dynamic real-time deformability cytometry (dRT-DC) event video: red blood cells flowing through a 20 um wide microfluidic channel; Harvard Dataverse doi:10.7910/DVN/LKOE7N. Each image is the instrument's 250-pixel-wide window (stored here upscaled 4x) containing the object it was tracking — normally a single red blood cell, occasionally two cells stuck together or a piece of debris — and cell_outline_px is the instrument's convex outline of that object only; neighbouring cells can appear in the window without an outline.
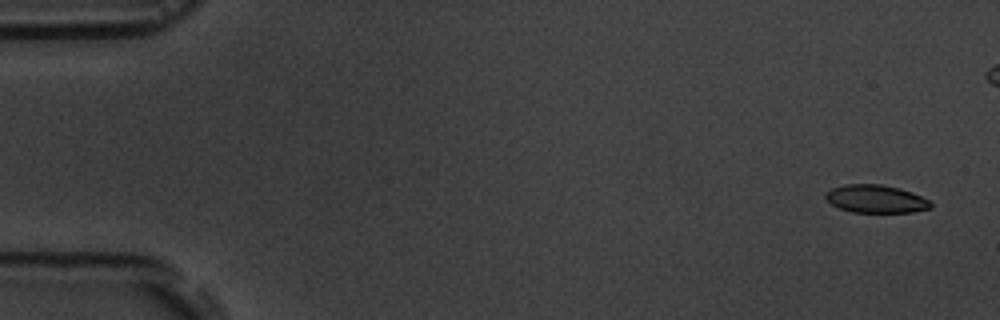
{"species": "common noctule bat (a hibernating species)", "species_latin": "Nyctalus noctula", "temperature_condition": "room temperature", "stored_images_in_passage": 5, "camera_frame_rate_fps": 3000, "um_per_image_px": 0.085, "animal": {"sex": "male", "body_mass_g": 19.5, "forearm_length_mm": 54.6}, "frame": {"image": 1, "passage_image": 1, "time_ms": 0.0, "image_size_px": [1000, 320], "cell_outline_px": [[932, 208], [912, 212], [852, 212], [840, 208], [832, 204], [824, 196], [832, 188], [844, 184], [880, 184], [900, 188], [912, 192], [928, 200], [932, 204]], "centroid_in_image_um": [74.46, 16.9], "position_along_channel_um": 10.5, "area_um2": 16.99}}